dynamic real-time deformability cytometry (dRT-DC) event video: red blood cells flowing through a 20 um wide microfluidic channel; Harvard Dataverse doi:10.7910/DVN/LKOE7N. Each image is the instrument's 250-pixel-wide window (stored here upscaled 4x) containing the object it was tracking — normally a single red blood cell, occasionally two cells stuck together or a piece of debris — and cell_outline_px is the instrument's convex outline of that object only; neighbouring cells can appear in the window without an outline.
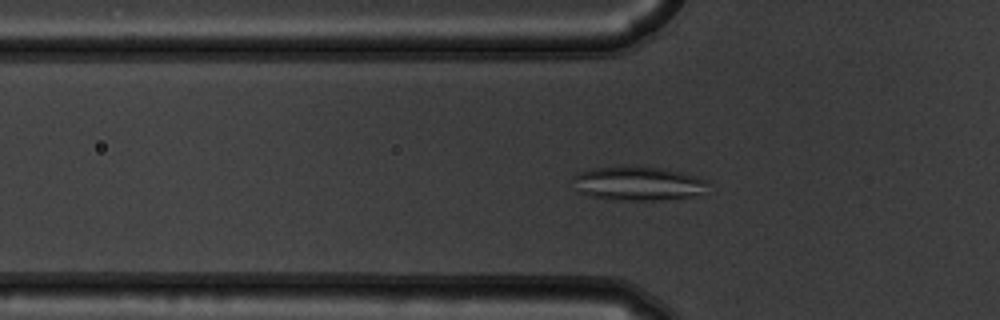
{"species": "common noctule bat (a hibernating species)", "species_latin": "Nyctalus noctula", "temperature_condition": "warm", "stored_images_in_passage": 45, "camera_frame_rate_fps": 3000, "um_per_image_px": 0.085, "animal": {"sex": "male", "body_mass_g": 19.5, "forearm_length_mm": 54.6}, "frame": {"image": 1, "passage_image": 9, "time_ms": 2.667, "image_size_px": [1000, 320], "cell_outline_px": [[708, 180], [700, 192], [688, 196], [660, 200], [620, 200], [592, 196], [580, 192], [572, 176], [576, 172], [592, 168], [664, 168], [696, 176]], "centroid_in_image_um": [54.19, 15.6], "position_along_channel_um": 71.6, "area_um2": 25.66}}
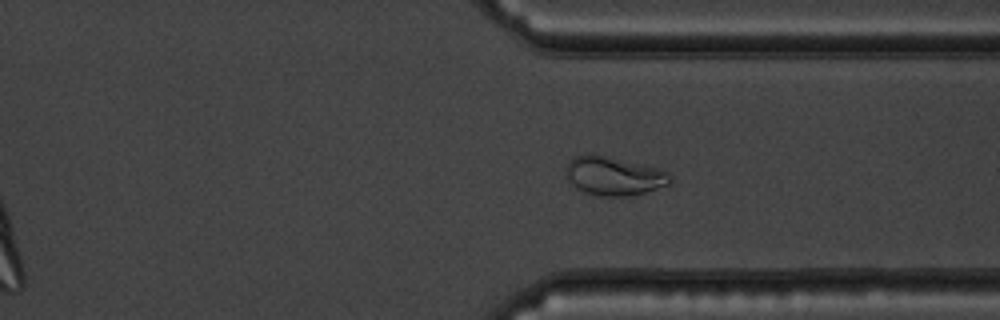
{"frame": {"image": 2, "passage_image": 32, "time_ms": 10.333, "image_size_px": [1000, 320], "cell_outline_px": [[672, 180], [668, 184], [644, 192], [628, 196], [596, 196], [580, 192], [564, 176], [564, 168], [568, 160], [576, 156], [588, 152], [596, 152], [664, 168], [668, 172]], "centroid_in_image_um": [52.12, 14.91], "position_along_channel_um": 359.3, "area_um2": 24.68}}
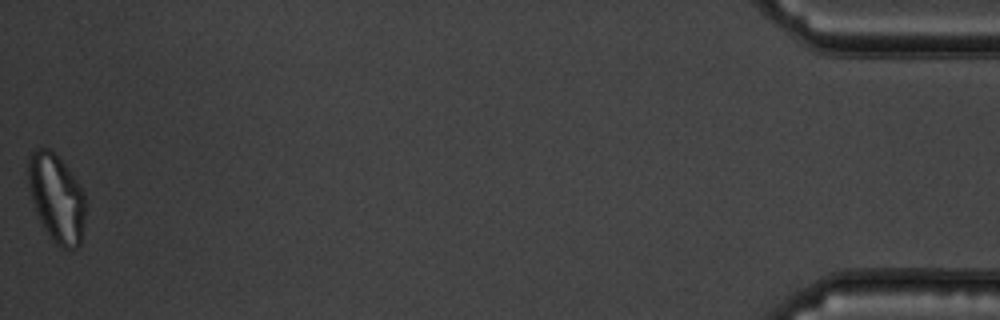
{"frame": {"image": 3, "passage_image": 45, "time_ms": 14.667, "image_size_px": [1000, 320], "cell_outline_px": [[84, 216], [80, 244], [76, 248], [60, 248], [52, 240], [40, 224], [32, 200], [28, 180], [28, 156], [36, 148], [48, 148], [64, 164], [76, 180], [84, 192]], "centroid_in_image_um": [4.78, 16.85], "position_along_channel_um": 430.4, "area_um2": 29.07}}